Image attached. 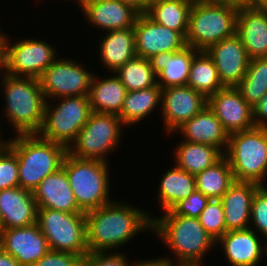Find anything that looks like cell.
Returning <instances> with one entry per match:
<instances>
[{"label": "cell", "instance_id": "obj_1", "mask_svg": "<svg viewBox=\"0 0 267 266\" xmlns=\"http://www.w3.org/2000/svg\"><path fill=\"white\" fill-rule=\"evenodd\" d=\"M123 200L114 198L105 206L85 213L89 253L120 251L134 237L152 233L154 213Z\"/></svg>", "mask_w": 267, "mask_h": 266}, {"label": "cell", "instance_id": "obj_2", "mask_svg": "<svg viewBox=\"0 0 267 266\" xmlns=\"http://www.w3.org/2000/svg\"><path fill=\"white\" fill-rule=\"evenodd\" d=\"M160 215H153L152 234L170 253L159 258L179 266H207L204 259L216 249V242L199 219L175 215L171 210Z\"/></svg>", "mask_w": 267, "mask_h": 266}, {"label": "cell", "instance_id": "obj_3", "mask_svg": "<svg viewBox=\"0 0 267 266\" xmlns=\"http://www.w3.org/2000/svg\"><path fill=\"white\" fill-rule=\"evenodd\" d=\"M4 95L3 119L16 135L38 134L42 128L46 98L39 78L12 76L7 74L1 90Z\"/></svg>", "mask_w": 267, "mask_h": 266}, {"label": "cell", "instance_id": "obj_4", "mask_svg": "<svg viewBox=\"0 0 267 266\" xmlns=\"http://www.w3.org/2000/svg\"><path fill=\"white\" fill-rule=\"evenodd\" d=\"M8 146L16 153L19 187L33 192L41 181L63 165L67 147L38 134L13 136Z\"/></svg>", "mask_w": 267, "mask_h": 266}, {"label": "cell", "instance_id": "obj_5", "mask_svg": "<svg viewBox=\"0 0 267 266\" xmlns=\"http://www.w3.org/2000/svg\"><path fill=\"white\" fill-rule=\"evenodd\" d=\"M239 7L216 0H195L189 12L187 46L206 51L236 34Z\"/></svg>", "mask_w": 267, "mask_h": 266}, {"label": "cell", "instance_id": "obj_6", "mask_svg": "<svg viewBox=\"0 0 267 266\" xmlns=\"http://www.w3.org/2000/svg\"><path fill=\"white\" fill-rule=\"evenodd\" d=\"M62 167L65 169L76 203L83 212L105 206L114 200L110 194V163L78 159L67 153Z\"/></svg>", "mask_w": 267, "mask_h": 266}, {"label": "cell", "instance_id": "obj_7", "mask_svg": "<svg viewBox=\"0 0 267 266\" xmlns=\"http://www.w3.org/2000/svg\"><path fill=\"white\" fill-rule=\"evenodd\" d=\"M224 156L235 181L267 185V128L253 127L230 134Z\"/></svg>", "mask_w": 267, "mask_h": 266}, {"label": "cell", "instance_id": "obj_8", "mask_svg": "<svg viewBox=\"0 0 267 266\" xmlns=\"http://www.w3.org/2000/svg\"><path fill=\"white\" fill-rule=\"evenodd\" d=\"M125 128L127 129L116 114L92 112L76 139L67 148L68 154L78 159L110 163V154L116 153L121 147Z\"/></svg>", "mask_w": 267, "mask_h": 266}, {"label": "cell", "instance_id": "obj_9", "mask_svg": "<svg viewBox=\"0 0 267 266\" xmlns=\"http://www.w3.org/2000/svg\"><path fill=\"white\" fill-rule=\"evenodd\" d=\"M91 113L88 96L62 97L47 101L43 125L38 135L68 148Z\"/></svg>", "mask_w": 267, "mask_h": 266}, {"label": "cell", "instance_id": "obj_10", "mask_svg": "<svg viewBox=\"0 0 267 266\" xmlns=\"http://www.w3.org/2000/svg\"><path fill=\"white\" fill-rule=\"evenodd\" d=\"M37 224L51 251L89 253L85 213H68L48 208L37 209Z\"/></svg>", "mask_w": 267, "mask_h": 266}, {"label": "cell", "instance_id": "obj_11", "mask_svg": "<svg viewBox=\"0 0 267 266\" xmlns=\"http://www.w3.org/2000/svg\"><path fill=\"white\" fill-rule=\"evenodd\" d=\"M6 33L2 36V53L9 75L39 78L59 57L57 46L52 42L33 36L26 39L16 37L17 40L14 41Z\"/></svg>", "mask_w": 267, "mask_h": 266}, {"label": "cell", "instance_id": "obj_12", "mask_svg": "<svg viewBox=\"0 0 267 266\" xmlns=\"http://www.w3.org/2000/svg\"><path fill=\"white\" fill-rule=\"evenodd\" d=\"M80 61L59 56L47 67L39 77L41 90L47 101L89 95L94 73L87 69L85 62Z\"/></svg>", "mask_w": 267, "mask_h": 266}, {"label": "cell", "instance_id": "obj_13", "mask_svg": "<svg viewBox=\"0 0 267 266\" xmlns=\"http://www.w3.org/2000/svg\"><path fill=\"white\" fill-rule=\"evenodd\" d=\"M208 98L188 85L162 89L161 111L164 136L172 134L184 122L202 112Z\"/></svg>", "mask_w": 267, "mask_h": 266}, {"label": "cell", "instance_id": "obj_14", "mask_svg": "<svg viewBox=\"0 0 267 266\" xmlns=\"http://www.w3.org/2000/svg\"><path fill=\"white\" fill-rule=\"evenodd\" d=\"M215 244L230 266H258L267 257V241L251 228L227 231Z\"/></svg>", "mask_w": 267, "mask_h": 266}, {"label": "cell", "instance_id": "obj_15", "mask_svg": "<svg viewBox=\"0 0 267 266\" xmlns=\"http://www.w3.org/2000/svg\"><path fill=\"white\" fill-rule=\"evenodd\" d=\"M133 28L139 57L149 59L161 52H178L187 46L179 32L154 22L146 13L138 16Z\"/></svg>", "mask_w": 267, "mask_h": 266}, {"label": "cell", "instance_id": "obj_16", "mask_svg": "<svg viewBox=\"0 0 267 266\" xmlns=\"http://www.w3.org/2000/svg\"><path fill=\"white\" fill-rule=\"evenodd\" d=\"M208 107L230 135L253 127V108L236 87H224L208 97Z\"/></svg>", "mask_w": 267, "mask_h": 266}, {"label": "cell", "instance_id": "obj_17", "mask_svg": "<svg viewBox=\"0 0 267 266\" xmlns=\"http://www.w3.org/2000/svg\"><path fill=\"white\" fill-rule=\"evenodd\" d=\"M0 247L21 266H32L50 250L37 223L0 230Z\"/></svg>", "mask_w": 267, "mask_h": 266}, {"label": "cell", "instance_id": "obj_18", "mask_svg": "<svg viewBox=\"0 0 267 266\" xmlns=\"http://www.w3.org/2000/svg\"><path fill=\"white\" fill-rule=\"evenodd\" d=\"M86 24L100 33L133 28L141 14L133 6L120 0H92L81 8ZM103 31V32H102Z\"/></svg>", "mask_w": 267, "mask_h": 266}, {"label": "cell", "instance_id": "obj_19", "mask_svg": "<svg viewBox=\"0 0 267 266\" xmlns=\"http://www.w3.org/2000/svg\"><path fill=\"white\" fill-rule=\"evenodd\" d=\"M206 52L212 58L223 86L236 87L245 76L250 61L240 38L235 34L213 44Z\"/></svg>", "mask_w": 267, "mask_h": 266}, {"label": "cell", "instance_id": "obj_20", "mask_svg": "<svg viewBox=\"0 0 267 266\" xmlns=\"http://www.w3.org/2000/svg\"><path fill=\"white\" fill-rule=\"evenodd\" d=\"M37 209L33 192L19 186L0 190V230L37 223Z\"/></svg>", "mask_w": 267, "mask_h": 266}, {"label": "cell", "instance_id": "obj_21", "mask_svg": "<svg viewBox=\"0 0 267 266\" xmlns=\"http://www.w3.org/2000/svg\"><path fill=\"white\" fill-rule=\"evenodd\" d=\"M236 35L250 60L267 57V10L261 7H239Z\"/></svg>", "mask_w": 267, "mask_h": 266}, {"label": "cell", "instance_id": "obj_22", "mask_svg": "<svg viewBox=\"0 0 267 266\" xmlns=\"http://www.w3.org/2000/svg\"><path fill=\"white\" fill-rule=\"evenodd\" d=\"M174 133H179L181 140L215 146L223 153L228 146L229 134L208 106L167 136L172 138Z\"/></svg>", "mask_w": 267, "mask_h": 266}, {"label": "cell", "instance_id": "obj_23", "mask_svg": "<svg viewBox=\"0 0 267 266\" xmlns=\"http://www.w3.org/2000/svg\"><path fill=\"white\" fill-rule=\"evenodd\" d=\"M261 185L254 182L234 181L222 196L226 231L250 227L252 201Z\"/></svg>", "mask_w": 267, "mask_h": 266}, {"label": "cell", "instance_id": "obj_24", "mask_svg": "<svg viewBox=\"0 0 267 266\" xmlns=\"http://www.w3.org/2000/svg\"><path fill=\"white\" fill-rule=\"evenodd\" d=\"M37 208H48L68 213H85L77 205L65 169L46 176L33 191Z\"/></svg>", "mask_w": 267, "mask_h": 266}, {"label": "cell", "instance_id": "obj_25", "mask_svg": "<svg viewBox=\"0 0 267 266\" xmlns=\"http://www.w3.org/2000/svg\"><path fill=\"white\" fill-rule=\"evenodd\" d=\"M199 51L185 46L178 52H161L149 58L157 75V84L162 88L187 85L191 63Z\"/></svg>", "mask_w": 267, "mask_h": 266}, {"label": "cell", "instance_id": "obj_26", "mask_svg": "<svg viewBox=\"0 0 267 266\" xmlns=\"http://www.w3.org/2000/svg\"><path fill=\"white\" fill-rule=\"evenodd\" d=\"M99 45L98 62L104 67L106 72L114 73L121 68L127 61L137 56L135 48L134 28H126L108 31L98 34ZM99 56V57H98Z\"/></svg>", "mask_w": 267, "mask_h": 266}, {"label": "cell", "instance_id": "obj_27", "mask_svg": "<svg viewBox=\"0 0 267 266\" xmlns=\"http://www.w3.org/2000/svg\"><path fill=\"white\" fill-rule=\"evenodd\" d=\"M127 92L126 87L115 73L110 75L109 72L102 77L99 72L98 74L95 72L88 95L92 112L118 115Z\"/></svg>", "mask_w": 267, "mask_h": 266}, {"label": "cell", "instance_id": "obj_28", "mask_svg": "<svg viewBox=\"0 0 267 266\" xmlns=\"http://www.w3.org/2000/svg\"><path fill=\"white\" fill-rule=\"evenodd\" d=\"M162 88L156 84L147 89L128 91L118 116L122 123L128 128L142 124L148 120L155 110H161Z\"/></svg>", "mask_w": 267, "mask_h": 266}, {"label": "cell", "instance_id": "obj_29", "mask_svg": "<svg viewBox=\"0 0 267 266\" xmlns=\"http://www.w3.org/2000/svg\"><path fill=\"white\" fill-rule=\"evenodd\" d=\"M172 148L173 163L191 175H197L218 162L224 153L217 147L197 142L177 140Z\"/></svg>", "mask_w": 267, "mask_h": 266}, {"label": "cell", "instance_id": "obj_30", "mask_svg": "<svg viewBox=\"0 0 267 266\" xmlns=\"http://www.w3.org/2000/svg\"><path fill=\"white\" fill-rule=\"evenodd\" d=\"M165 168L158 183V193L156 201L162 213L170 210L179 201L185 200L196 190L195 177L175 164Z\"/></svg>", "mask_w": 267, "mask_h": 266}, {"label": "cell", "instance_id": "obj_31", "mask_svg": "<svg viewBox=\"0 0 267 266\" xmlns=\"http://www.w3.org/2000/svg\"><path fill=\"white\" fill-rule=\"evenodd\" d=\"M192 0H152L146 14L156 23L186 38Z\"/></svg>", "mask_w": 267, "mask_h": 266}, {"label": "cell", "instance_id": "obj_32", "mask_svg": "<svg viewBox=\"0 0 267 266\" xmlns=\"http://www.w3.org/2000/svg\"><path fill=\"white\" fill-rule=\"evenodd\" d=\"M195 177L196 190L209 199L220 200L235 181L231 166L223 156L213 166L201 171Z\"/></svg>", "mask_w": 267, "mask_h": 266}, {"label": "cell", "instance_id": "obj_33", "mask_svg": "<svg viewBox=\"0 0 267 266\" xmlns=\"http://www.w3.org/2000/svg\"><path fill=\"white\" fill-rule=\"evenodd\" d=\"M187 85L207 98L223 89L217 68L206 51H199L193 58Z\"/></svg>", "mask_w": 267, "mask_h": 266}, {"label": "cell", "instance_id": "obj_34", "mask_svg": "<svg viewBox=\"0 0 267 266\" xmlns=\"http://www.w3.org/2000/svg\"><path fill=\"white\" fill-rule=\"evenodd\" d=\"M236 88L253 108L267 93V57L251 59L245 76Z\"/></svg>", "mask_w": 267, "mask_h": 266}, {"label": "cell", "instance_id": "obj_35", "mask_svg": "<svg viewBox=\"0 0 267 266\" xmlns=\"http://www.w3.org/2000/svg\"><path fill=\"white\" fill-rule=\"evenodd\" d=\"M127 91L147 89L157 84L149 59L136 56L114 72Z\"/></svg>", "mask_w": 267, "mask_h": 266}, {"label": "cell", "instance_id": "obj_36", "mask_svg": "<svg viewBox=\"0 0 267 266\" xmlns=\"http://www.w3.org/2000/svg\"><path fill=\"white\" fill-rule=\"evenodd\" d=\"M198 219L201 226L215 242L227 232L221 200L210 199Z\"/></svg>", "mask_w": 267, "mask_h": 266}, {"label": "cell", "instance_id": "obj_37", "mask_svg": "<svg viewBox=\"0 0 267 266\" xmlns=\"http://www.w3.org/2000/svg\"><path fill=\"white\" fill-rule=\"evenodd\" d=\"M19 186V169L16 153L9 147H0V190Z\"/></svg>", "mask_w": 267, "mask_h": 266}, {"label": "cell", "instance_id": "obj_38", "mask_svg": "<svg viewBox=\"0 0 267 266\" xmlns=\"http://www.w3.org/2000/svg\"><path fill=\"white\" fill-rule=\"evenodd\" d=\"M267 241V185H261L254 195L250 227Z\"/></svg>", "mask_w": 267, "mask_h": 266}, {"label": "cell", "instance_id": "obj_39", "mask_svg": "<svg viewBox=\"0 0 267 266\" xmlns=\"http://www.w3.org/2000/svg\"><path fill=\"white\" fill-rule=\"evenodd\" d=\"M129 257L124 251L88 253L84 257L83 266H134L136 260L132 261Z\"/></svg>", "mask_w": 267, "mask_h": 266}, {"label": "cell", "instance_id": "obj_40", "mask_svg": "<svg viewBox=\"0 0 267 266\" xmlns=\"http://www.w3.org/2000/svg\"><path fill=\"white\" fill-rule=\"evenodd\" d=\"M209 198L201 192L195 190L185 200L179 201L170 210L175 215H181L189 218H199L200 213L205 209Z\"/></svg>", "mask_w": 267, "mask_h": 266}, {"label": "cell", "instance_id": "obj_41", "mask_svg": "<svg viewBox=\"0 0 267 266\" xmlns=\"http://www.w3.org/2000/svg\"><path fill=\"white\" fill-rule=\"evenodd\" d=\"M84 258L71 252L49 250L32 266H83Z\"/></svg>", "mask_w": 267, "mask_h": 266}, {"label": "cell", "instance_id": "obj_42", "mask_svg": "<svg viewBox=\"0 0 267 266\" xmlns=\"http://www.w3.org/2000/svg\"><path fill=\"white\" fill-rule=\"evenodd\" d=\"M255 127L267 128V93L253 107Z\"/></svg>", "mask_w": 267, "mask_h": 266}, {"label": "cell", "instance_id": "obj_43", "mask_svg": "<svg viewBox=\"0 0 267 266\" xmlns=\"http://www.w3.org/2000/svg\"><path fill=\"white\" fill-rule=\"evenodd\" d=\"M134 266H179L168 261H165L161 258H152V259H141L136 258V262Z\"/></svg>", "mask_w": 267, "mask_h": 266}, {"label": "cell", "instance_id": "obj_44", "mask_svg": "<svg viewBox=\"0 0 267 266\" xmlns=\"http://www.w3.org/2000/svg\"><path fill=\"white\" fill-rule=\"evenodd\" d=\"M120 1L133 6L137 11L143 14L148 11L152 0H120Z\"/></svg>", "mask_w": 267, "mask_h": 266}, {"label": "cell", "instance_id": "obj_45", "mask_svg": "<svg viewBox=\"0 0 267 266\" xmlns=\"http://www.w3.org/2000/svg\"><path fill=\"white\" fill-rule=\"evenodd\" d=\"M0 266H21L10 254L0 247Z\"/></svg>", "mask_w": 267, "mask_h": 266}, {"label": "cell", "instance_id": "obj_46", "mask_svg": "<svg viewBox=\"0 0 267 266\" xmlns=\"http://www.w3.org/2000/svg\"><path fill=\"white\" fill-rule=\"evenodd\" d=\"M7 75V69H6V61L4 58V55L2 53V51L0 52V89L2 87V83L4 81V78Z\"/></svg>", "mask_w": 267, "mask_h": 266}, {"label": "cell", "instance_id": "obj_47", "mask_svg": "<svg viewBox=\"0 0 267 266\" xmlns=\"http://www.w3.org/2000/svg\"><path fill=\"white\" fill-rule=\"evenodd\" d=\"M216 1L236 5L238 7H241V6L252 7V0H216Z\"/></svg>", "mask_w": 267, "mask_h": 266}, {"label": "cell", "instance_id": "obj_48", "mask_svg": "<svg viewBox=\"0 0 267 266\" xmlns=\"http://www.w3.org/2000/svg\"><path fill=\"white\" fill-rule=\"evenodd\" d=\"M1 115V117H0V119L2 120V113H0ZM3 121H1L0 122V147H5V146H8V144H9V142L11 141V139H12V137H8L7 139H5V138H3V137H5V136H3L4 135V132H3V125H1V124H3L2 123ZM2 128V129H1ZM3 134V135H2Z\"/></svg>", "mask_w": 267, "mask_h": 266}, {"label": "cell", "instance_id": "obj_49", "mask_svg": "<svg viewBox=\"0 0 267 266\" xmlns=\"http://www.w3.org/2000/svg\"><path fill=\"white\" fill-rule=\"evenodd\" d=\"M267 6V0H252V7L265 8Z\"/></svg>", "mask_w": 267, "mask_h": 266}, {"label": "cell", "instance_id": "obj_50", "mask_svg": "<svg viewBox=\"0 0 267 266\" xmlns=\"http://www.w3.org/2000/svg\"><path fill=\"white\" fill-rule=\"evenodd\" d=\"M71 1V0H67ZM92 0H74L75 4L79 6V10L88 2H91ZM73 2V0L71 1Z\"/></svg>", "mask_w": 267, "mask_h": 266}, {"label": "cell", "instance_id": "obj_51", "mask_svg": "<svg viewBox=\"0 0 267 266\" xmlns=\"http://www.w3.org/2000/svg\"><path fill=\"white\" fill-rule=\"evenodd\" d=\"M3 33H4L3 29L2 30L0 29V52L2 51V36H3Z\"/></svg>", "mask_w": 267, "mask_h": 266}]
</instances>
